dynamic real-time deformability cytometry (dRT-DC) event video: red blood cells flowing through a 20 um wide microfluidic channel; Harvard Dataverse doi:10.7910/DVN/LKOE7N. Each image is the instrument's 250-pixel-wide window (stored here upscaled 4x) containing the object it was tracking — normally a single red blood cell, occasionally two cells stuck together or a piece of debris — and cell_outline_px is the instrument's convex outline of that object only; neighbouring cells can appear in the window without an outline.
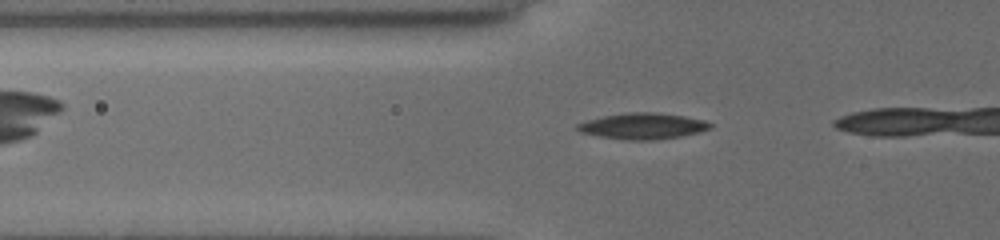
{"species": "common noctule bat (a hibernating species)", "species_latin": "Nyctalus noctula", "temperature_condition": "cold", "stored_images_in_passage": 13, "camera_frame_rate_fps": 3000, "um_per_image_px": 0.085, "animal": {"sex": "female", "body_mass_g": 19.5, "forearm_length_mm": 54.1}, "frame": {"image": 1, "passage_image": 4, "time_ms": 1.0, "image_size_px": [1000, 240], "cell_outline_px": [[712, 128], [680, 136], [652, 140], [628, 140], [600, 136], [580, 132], [576, 128], [576, 124], [588, 120], [604, 116], [628, 112], [656, 112], [684, 116], [704, 120], [712, 124]], "centroid_in_image_um": [54.63, 10.71], "position_along_channel_um": 71.2, "area_um2": 19.94}}
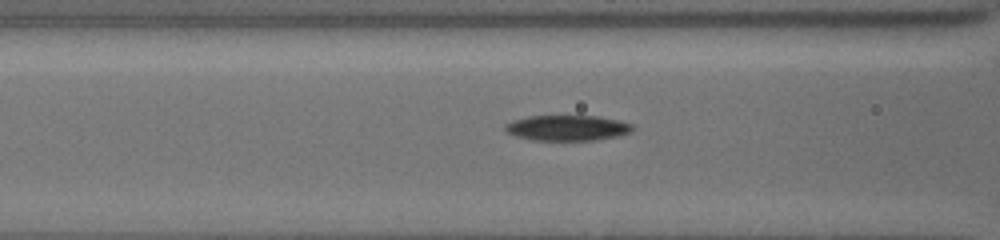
{"frame": {"image": 2, "passage_image": 8, "time_ms": 2.333, "image_size_px": [1000, 240], "cell_outline_px": [[632, 128], [628, 132], [616, 136], [592, 140], [532, 140], [516, 136], [508, 132], [504, 128], [508, 124], [516, 120], [528, 116], [600, 116], [632, 124]], "centroid_in_image_um": [48.21, 10.87], "position_along_channel_um": 118.4, "area_um2": 18.44}}
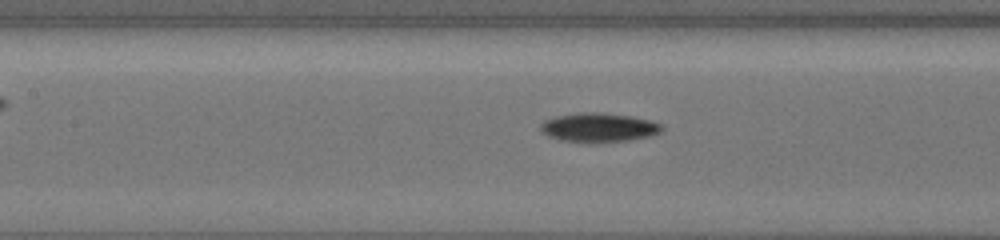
{"frame": {"image": 3, "passage_image": 11, "time_ms": 3.333, "image_size_px": [1000, 240], "cell_outline_px": [[664, 128], [660, 132], [648, 136], [628, 140], [592, 144], [588, 144], [560, 140], [548, 136], [540, 128], [540, 124], [544, 120], [556, 116], [576, 112], [600, 112], [628, 116], [648, 120], [660, 124]], "centroid_in_image_um": [50.83, 10.85], "position_along_channel_um": 156.6, "area_um2": 20.75}}